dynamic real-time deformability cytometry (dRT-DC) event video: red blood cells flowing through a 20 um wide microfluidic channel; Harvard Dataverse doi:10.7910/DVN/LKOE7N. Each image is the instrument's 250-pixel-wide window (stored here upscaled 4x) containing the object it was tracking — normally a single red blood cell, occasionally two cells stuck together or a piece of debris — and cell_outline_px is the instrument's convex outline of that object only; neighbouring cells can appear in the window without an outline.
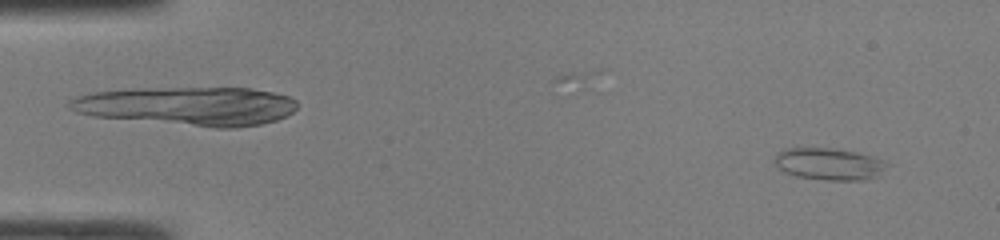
{"species": "common noctule bat (a hibernating species)", "species_latin": "Nyctalus noctula", "temperature_condition": "room temperature", "stored_images_in_passage": 44, "camera_frame_rate_fps": 3000, "um_per_image_px": 0.085, "animal": {"sex": "male", "body_mass_g": 19.0, "forearm_length_mm": 50.8}, "frame": {"image": 1, "passage_image": 4, "time_ms": 1.0, "image_size_px": [1000, 240], "cell_outline_px": [[892, 164], [876, 176], [864, 180], [824, 180], [796, 176], [784, 172], [772, 160], [776, 152], [784, 148], [832, 148], [856, 152], [884, 160]], "centroid_in_image_um": [70.45, 13.93], "position_along_channel_um": 14.5, "area_um2": 21.15}}
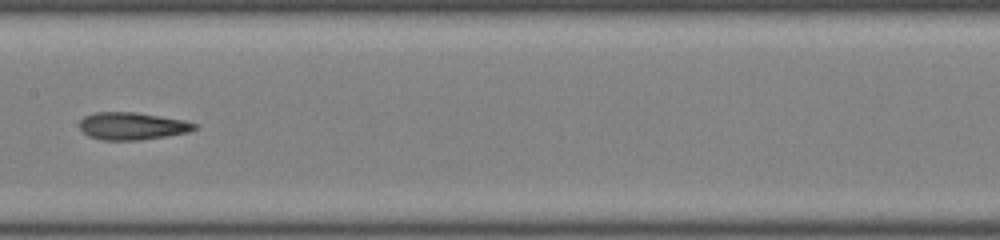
{"frame": {"image": 2, "passage_image": 25, "time_ms": 8.0, "image_size_px": [1000, 240], "cell_outline_px": [[200, 128], [188, 132], [140, 140], [104, 140], [88, 136], [80, 128], [80, 120], [84, 116], [96, 112], [136, 112], [184, 120], [200, 124]], "centroid_in_image_um": [11.28, 10.71], "position_along_channel_um": 196.1, "area_um2": 18.44}}
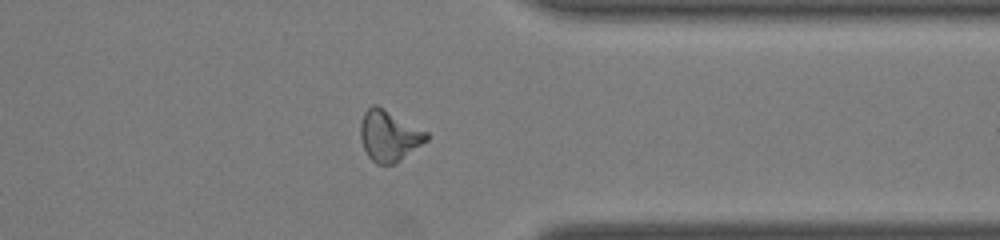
{"frame": {"image": 3, "passage_image": 38, "time_ms": 12.333, "image_size_px": [1000, 240], "cell_outline_px": [[428, 140], [396, 164], [376, 164], [368, 156], [364, 148], [360, 136], [360, 120], [364, 112], [372, 104], [376, 104], [428, 132]], "centroid_in_image_um": [33.06, 11.54], "position_along_channel_um": 378.3, "area_um2": 19.65}}